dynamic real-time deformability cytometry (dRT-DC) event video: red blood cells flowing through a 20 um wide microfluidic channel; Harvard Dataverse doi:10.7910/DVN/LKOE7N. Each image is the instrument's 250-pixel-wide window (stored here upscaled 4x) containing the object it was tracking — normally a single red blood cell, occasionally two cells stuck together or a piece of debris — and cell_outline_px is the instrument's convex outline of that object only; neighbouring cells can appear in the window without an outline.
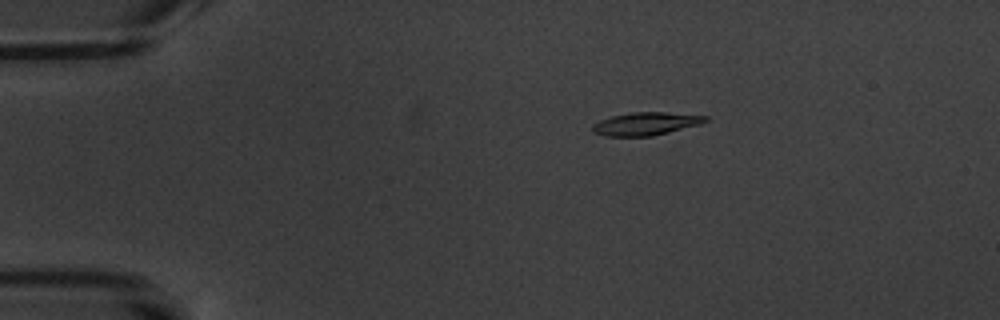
{"species": "common noctule bat (a hibernating species)", "species_latin": "Nyctalus noctula", "temperature_condition": "warm", "stored_images_in_passage": 6, "camera_frame_rate_fps": 3000, "um_per_image_px": 0.085, "animal": {"sex": "male", "body_mass_g": 20.1, "forearm_length_mm": 53.5}, "frame": {"image": 1, "passage_image": 4, "time_ms": 3.333, "image_size_px": [1000, 320], "cell_outline_px": [[708, 120], [700, 124], [652, 136], [608, 136], [596, 132], [592, 128], [592, 124], [600, 120], [612, 116], [632, 112], [664, 112], [708, 116]], "centroid_in_image_um": [54.91, 10.51], "position_along_channel_um": 30.1, "area_um2": 14.85}}